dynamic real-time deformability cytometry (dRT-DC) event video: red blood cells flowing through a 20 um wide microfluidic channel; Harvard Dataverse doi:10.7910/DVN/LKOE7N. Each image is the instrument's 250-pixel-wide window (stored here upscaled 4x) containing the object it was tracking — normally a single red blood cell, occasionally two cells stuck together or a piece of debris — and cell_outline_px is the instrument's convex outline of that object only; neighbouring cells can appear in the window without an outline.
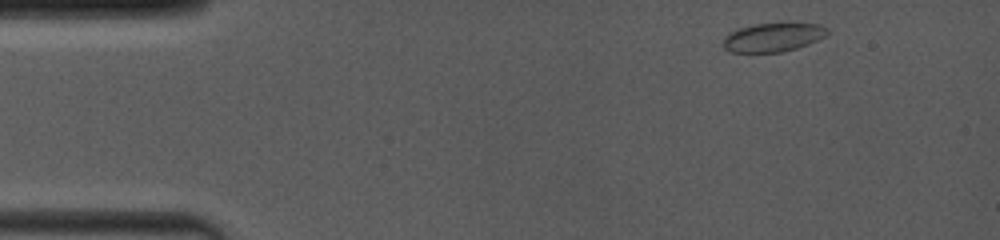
{"species": "common noctule bat (a hibernating species)", "species_latin": "Nyctalus noctula", "temperature_condition": "room temperature", "stored_images_in_passage": 31, "camera_frame_rate_fps": 4000, "um_per_image_px": 0.085, "animal": {"sex": "female", "body_mass_g": 19.0, "forearm_length_mm": 53.3}, "frame": {"image": 1, "passage_image": 1, "time_ms": 0.0, "image_size_px": [1000, 240], "cell_outline_px": [[832, 32], [828, 36], [808, 44], [784, 52], [728, 52], [724, 48], [724, 36], [728, 32], [736, 28], [752, 24], [820, 24], [828, 28]], "centroid_in_image_um": [65.72, 3.17], "position_along_channel_um": 19.3, "area_um2": 17.69}}
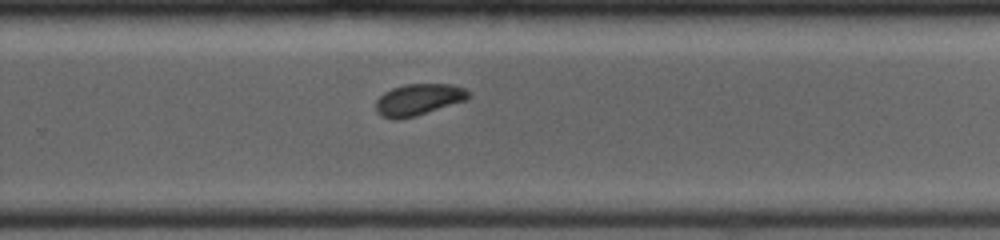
{"frame": {"image": 2, "passage_image": 14, "time_ms": 9.0, "image_size_px": [1000, 240], "cell_outline_px": [[472, 96], [464, 100], [416, 116], [396, 120], [392, 120], [380, 116], [376, 112], [376, 100], [384, 92], [392, 88], [404, 84], [452, 84], [464, 88], [472, 92]], "centroid_in_image_um": [35.55, 8.47], "position_along_channel_um": 294.3, "area_um2": 17.17}}
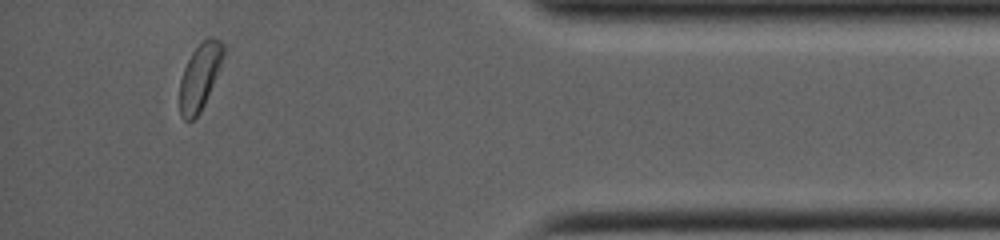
{"frame": {"image": 3, "passage_image": 27, "time_ms": 12.75, "image_size_px": [1000, 240], "cell_outline_px": [[224, 56], [204, 104], [200, 112], [192, 120], [184, 120], [180, 116], [180, 80], [184, 68], [192, 52], [208, 36], [212, 36], [220, 40], [224, 44]], "centroid_in_image_um": [16.98, 6.5], "position_along_channel_um": 418.2, "area_um2": 16.59}, "authors_computed_cell_mechanics": {"area_um2": 17.4556, "velocity_mm_per_s": 4.0952, "shape_relaxation_time_tau1_ms": 9.4494, "shape_relaxation_time_tau2_ms": 7.8362, "deformation_change_tau1": 0.1234, "deformation_change_tau2": 0.0779}}